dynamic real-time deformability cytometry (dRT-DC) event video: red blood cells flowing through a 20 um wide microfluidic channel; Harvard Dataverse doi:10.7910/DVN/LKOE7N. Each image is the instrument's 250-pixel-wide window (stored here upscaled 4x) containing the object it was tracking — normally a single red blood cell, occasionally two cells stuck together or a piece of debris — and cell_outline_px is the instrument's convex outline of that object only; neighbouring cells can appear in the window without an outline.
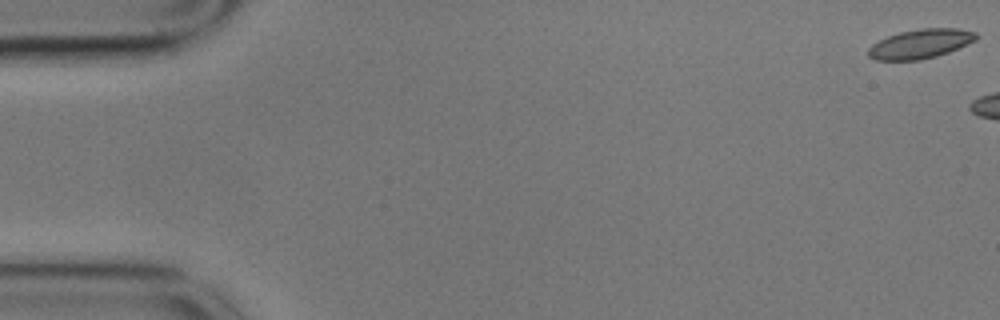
{"species": "common noctule bat (a hibernating species)", "species_latin": "Nyctalus noctula", "temperature_condition": "cold", "stored_images_in_passage": 5, "camera_frame_rate_fps": 3000, "um_per_image_px": 0.085, "animal": {"sex": "male", "body_mass_g": 17.9}, "frame": {"image": 1, "passage_image": 1, "time_ms": 0.0, "image_size_px": [1000, 320], "cell_outline_px": [[976, 40], [948, 52], [936, 56], [920, 60], [876, 60], [868, 56], [868, 48], [872, 44], [888, 36], [900, 32], [920, 28], [956, 28], [976, 32]], "centroid_in_image_um": [78.21, 3.72], "position_along_channel_um": 6.8, "area_um2": 18.26}}